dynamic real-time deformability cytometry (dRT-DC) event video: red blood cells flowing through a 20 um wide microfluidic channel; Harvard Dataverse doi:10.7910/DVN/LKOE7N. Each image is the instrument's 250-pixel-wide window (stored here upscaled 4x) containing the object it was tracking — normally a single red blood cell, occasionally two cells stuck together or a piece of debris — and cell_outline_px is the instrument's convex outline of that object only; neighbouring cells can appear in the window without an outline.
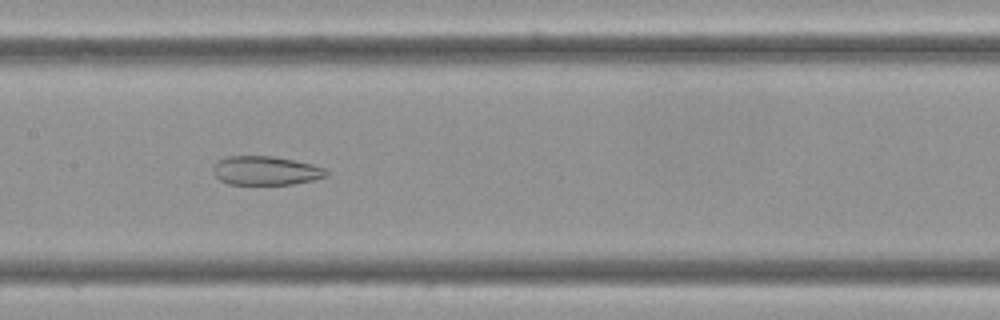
{"species": "Egyptian fruit bat (a non-hibernating species)", "species_latin": "Rousettus aegyptiacus", "temperature_condition": "cold", "stored_images_in_passage": 42, "camera_frame_rate_fps": 3000, "um_per_image_px": 0.085, "frame": {"image": 1, "passage_image": 20, "time_ms": 6.333, "image_size_px": [1000, 320], "cell_outline_px": [[328, 172], [324, 176], [312, 180], [292, 184], [228, 184], [220, 180], [212, 172], [212, 168], [220, 160], [228, 156], [272, 156], [312, 164], [324, 168]], "centroid_in_image_um": [22.55, 14.5], "position_along_channel_um": 184.8, "area_um2": 18.79}}
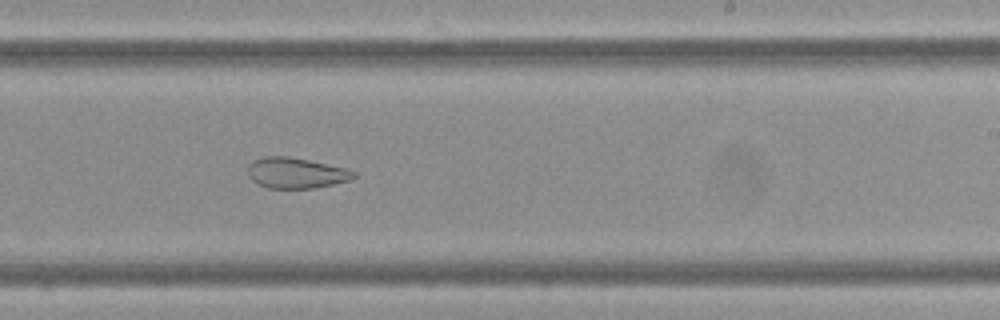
{"frame": {"image": 2, "passage_image": 27, "time_ms": 8.667, "image_size_px": [1000, 320], "cell_outline_px": [[356, 176], [352, 180], [312, 188], [268, 188], [256, 184], [248, 176], [248, 168], [256, 160], [264, 156], [288, 156], [348, 168], [356, 172]], "centroid_in_image_um": [25.19, 14.71], "position_along_channel_um": 263.8, "area_um2": 18.9}}
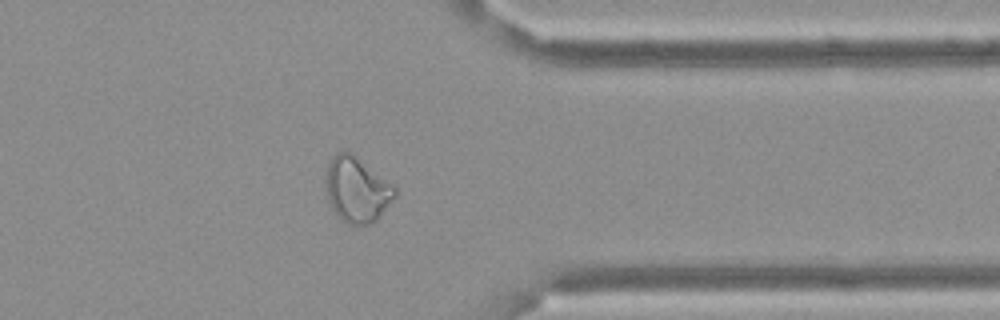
{"frame": {"image": 3, "passage_image": 38, "time_ms": 12.333, "image_size_px": [1000, 320], "cell_outline_px": [[396, 196], [376, 220], [372, 224], [344, 224], [332, 208], [328, 196], [324, 180], [328, 164], [332, 156], [336, 152], [352, 152], [392, 184], [396, 188]], "centroid_in_image_um": [30.32, 16.11], "position_along_channel_um": 381.1, "area_um2": 26.24}}